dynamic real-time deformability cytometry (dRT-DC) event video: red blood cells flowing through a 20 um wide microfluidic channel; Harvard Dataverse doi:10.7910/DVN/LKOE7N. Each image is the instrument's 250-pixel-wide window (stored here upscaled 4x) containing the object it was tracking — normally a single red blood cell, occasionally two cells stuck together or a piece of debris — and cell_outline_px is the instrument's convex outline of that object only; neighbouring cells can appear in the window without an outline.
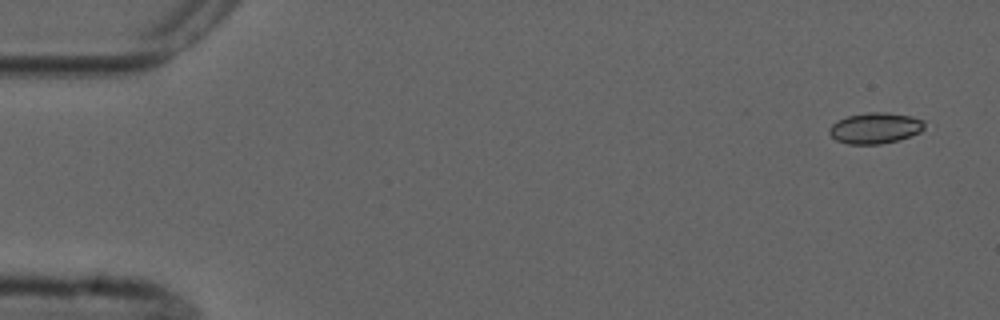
{"species": "common noctule bat (a hibernating species)", "species_latin": "Nyctalus noctula", "temperature_condition": "cold", "stored_images_in_passage": 4, "camera_frame_rate_fps": 3000, "um_per_image_px": 0.085, "animal": {"sex": "male", "forearm_length_mm": 52.5}, "frame": {"image": 1, "passage_image": 1, "time_ms": 0.0, "image_size_px": [1000, 320], "cell_outline_px": [[924, 128], [920, 132], [900, 140], [880, 144], [848, 144], [836, 140], [828, 132], [828, 128], [836, 120], [848, 116], [868, 112], [884, 112], [912, 116], [924, 120]], "centroid_in_image_um": [74.38, 10.89], "position_along_channel_um": 10.6, "area_um2": 17.28}}
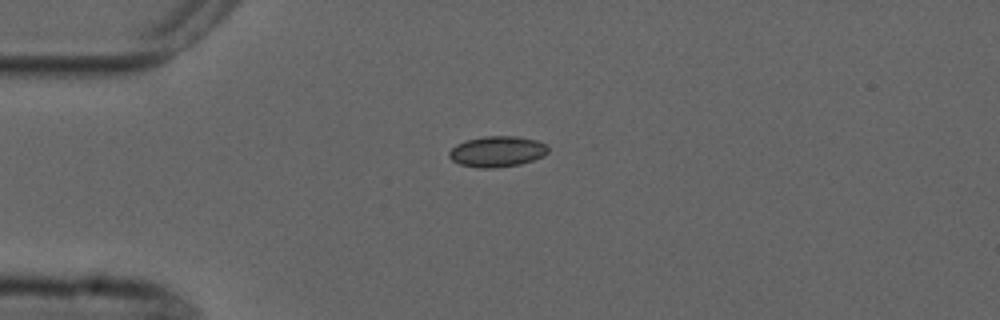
{"frame": {"image": 2, "passage_image": 4, "time_ms": 3.667, "image_size_px": [1000, 320], "cell_outline_px": [[548, 152], [544, 156], [520, 164], [492, 168], [480, 168], [460, 164], [452, 160], [448, 156], [448, 152], [456, 144], [468, 140], [484, 136], [516, 136], [536, 140], [548, 144]], "centroid_in_image_um": [42.27, 12.87], "position_along_channel_um": 42.7, "area_um2": 17.74}}